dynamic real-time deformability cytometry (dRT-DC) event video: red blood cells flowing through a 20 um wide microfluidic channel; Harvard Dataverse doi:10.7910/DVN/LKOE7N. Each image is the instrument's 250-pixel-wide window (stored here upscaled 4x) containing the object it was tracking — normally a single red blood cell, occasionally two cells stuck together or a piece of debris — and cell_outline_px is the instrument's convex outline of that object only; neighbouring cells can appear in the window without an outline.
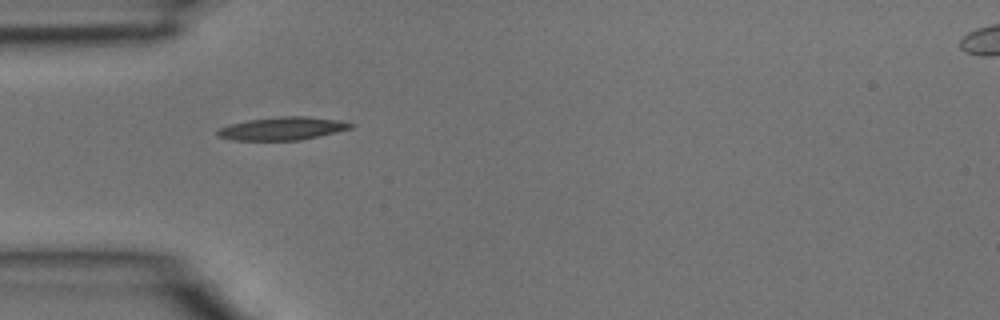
{"species": "common noctule bat (a hibernating species)", "species_latin": "Nyctalus noctula", "temperature_condition": "room temperature", "stored_images_in_passage": 3, "camera_frame_rate_fps": 3000, "um_per_image_px": 0.085, "animal": {"sex": "male", "body_mass_g": 15.6}, "frame": {"image": 1, "passage_image": 3, "time_ms": 0.667, "image_size_px": [1000, 320], "cell_outline_px": [[356, 124], [352, 128], [300, 140], [232, 140], [216, 136], [216, 132], [220, 128], [228, 124], [248, 120], [280, 116], [308, 116], [340, 120]], "centroid_in_image_um": [23.99, 10.91], "position_along_channel_um": 61.0, "area_um2": 17.92}}